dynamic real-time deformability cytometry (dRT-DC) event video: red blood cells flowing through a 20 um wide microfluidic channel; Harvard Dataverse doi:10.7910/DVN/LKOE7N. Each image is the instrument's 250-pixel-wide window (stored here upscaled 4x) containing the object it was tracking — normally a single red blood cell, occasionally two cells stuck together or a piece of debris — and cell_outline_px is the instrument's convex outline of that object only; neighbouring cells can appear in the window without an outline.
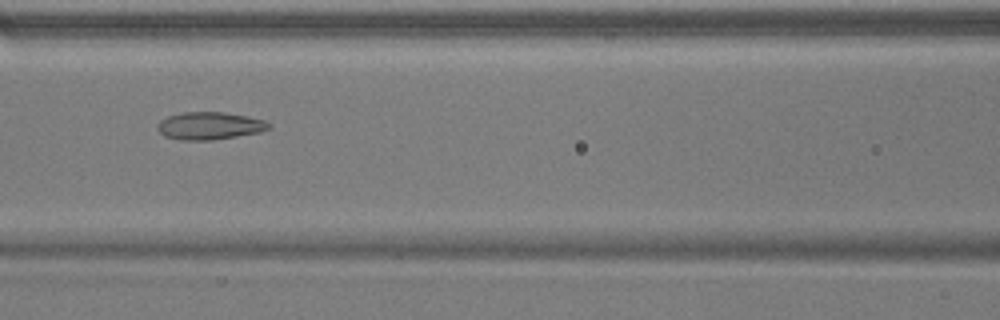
{"species": "common noctule bat (a hibernating species)", "species_latin": "Nyctalus noctula", "temperature_condition": "warm", "stored_images_in_passage": 53, "camera_frame_rate_fps": 3000, "um_per_image_px": 0.085, "animal": {"sex": "male", "body_mass_g": 17.9}, "frame": {"image": 1, "passage_image": 24, "time_ms": 7.667, "image_size_px": [1000, 320], "cell_outline_px": [[272, 128], [260, 132], [212, 140], [180, 140], [164, 136], [156, 128], [156, 124], [160, 120], [168, 116], [184, 112], [224, 112], [264, 120], [272, 124]], "centroid_in_image_um": [17.8, 10.69], "position_along_channel_um": 148.8, "area_um2": 17.92}}
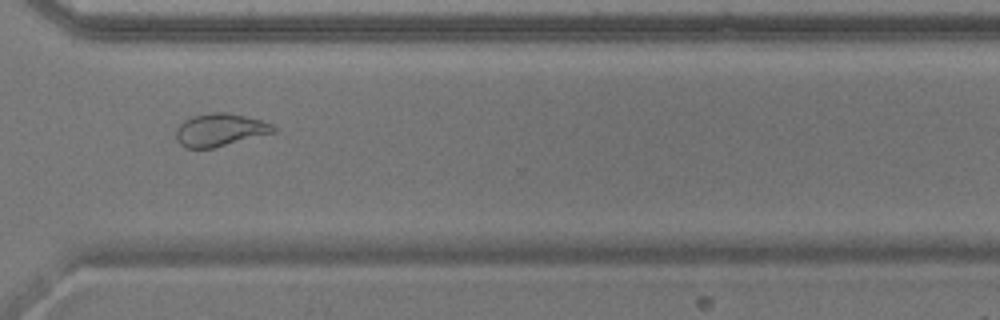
{"frame": {"image": 2, "passage_image": 40, "time_ms": 13.0, "image_size_px": [1000, 320], "cell_outline_px": [[276, 132], [212, 148], [184, 148], [176, 140], [176, 128], [184, 120], [192, 116], [212, 112], [224, 112], [244, 116], [260, 120], [272, 124], [276, 128]], "centroid_in_image_um": [18.67, 11.04], "position_along_channel_um": 351.9, "area_um2": 18.5}}
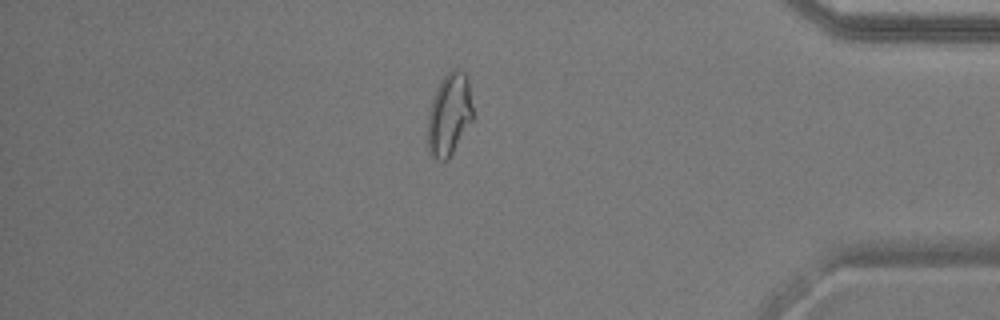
{"frame": {"image": 3, "passage_image": 46, "time_ms": 15.0, "image_size_px": [1000, 320], "cell_outline_px": [[472, 120], [448, 160], [436, 160], [428, 152], [428, 112], [436, 88], [440, 80], [452, 68], [456, 68], [464, 72], [468, 76], [472, 108]], "centroid_in_image_um": [38.17, 9.71], "position_along_channel_um": 397.0, "area_um2": 21.73}, "authors_computed_cell_mechanics": {"area_um2": 21.3282, "velocity_mm_per_s": 3.8077, "shape_relaxation_time_tau1_ms": 7.4851, "shape_relaxation_time_tau2_ms": 1.5598, "deformation_change_tau1": 0.2017, "deformation_change_tau2": 0.0818}}